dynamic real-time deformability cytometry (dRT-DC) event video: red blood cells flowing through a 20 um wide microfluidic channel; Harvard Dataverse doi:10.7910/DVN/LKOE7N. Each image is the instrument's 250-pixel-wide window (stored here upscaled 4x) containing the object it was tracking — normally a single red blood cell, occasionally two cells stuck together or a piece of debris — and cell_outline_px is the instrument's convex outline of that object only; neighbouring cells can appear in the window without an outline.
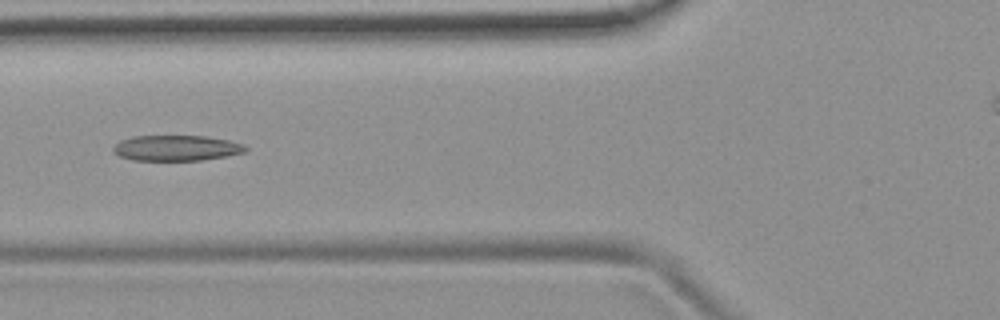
{"species": "common noctule bat (a hibernating species)", "species_latin": "Nyctalus noctula", "temperature_condition": "room temperature", "stored_images_in_passage": 5, "camera_frame_rate_fps": 3000, "um_per_image_px": 0.085, "animal": {"sex": "female", "body_mass_g": 19.9}, "frame": {"image": 1, "passage_image": 5, "time_ms": 1.333, "image_size_px": [1000, 320], "cell_outline_px": [[248, 148], [244, 152], [228, 156], [200, 160], [132, 160], [120, 156], [112, 152], [112, 148], [120, 140], [132, 136], [208, 136], [228, 140], [244, 144]], "centroid_in_image_um": [14.99, 12.58], "position_along_channel_um": 110.8, "area_um2": 19.77}}